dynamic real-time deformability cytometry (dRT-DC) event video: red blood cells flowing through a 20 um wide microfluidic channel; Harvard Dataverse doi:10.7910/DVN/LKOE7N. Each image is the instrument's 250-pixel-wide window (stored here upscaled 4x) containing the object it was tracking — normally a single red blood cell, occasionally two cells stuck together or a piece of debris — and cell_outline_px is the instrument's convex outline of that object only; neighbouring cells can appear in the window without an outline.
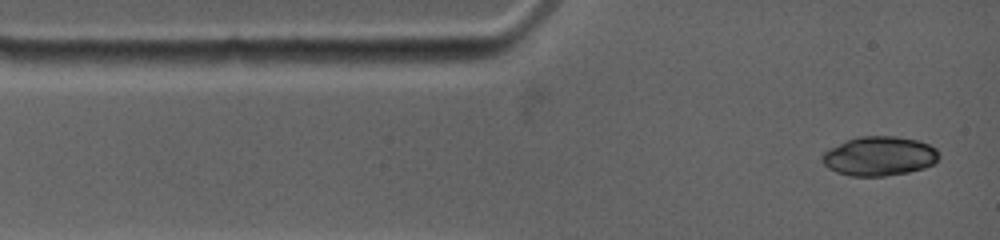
{"species": "common noctule bat (a hibernating species)", "species_latin": "Nyctalus noctula", "temperature_condition": "warm", "stored_images_in_passage": 3, "camera_frame_rate_fps": 4500, "um_per_image_px": 0.085, "animal": {"sex": "female", "body_mass_g": 19.0, "forearm_length_mm": 53.3}, "frame": {"image": 1, "passage_image": 1, "time_ms": 0.0, "image_size_px": [1000, 240], "cell_outline_px": [[936, 160], [932, 164], [924, 168], [908, 172], [884, 176], [852, 176], [836, 172], [828, 168], [824, 164], [820, 156], [824, 152], [848, 140], [860, 136], [896, 136], [916, 140], [928, 144], [936, 148]], "centroid_in_image_um": [74.71, 13.28], "position_along_channel_um": 10.3, "area_um2": 26.36}}